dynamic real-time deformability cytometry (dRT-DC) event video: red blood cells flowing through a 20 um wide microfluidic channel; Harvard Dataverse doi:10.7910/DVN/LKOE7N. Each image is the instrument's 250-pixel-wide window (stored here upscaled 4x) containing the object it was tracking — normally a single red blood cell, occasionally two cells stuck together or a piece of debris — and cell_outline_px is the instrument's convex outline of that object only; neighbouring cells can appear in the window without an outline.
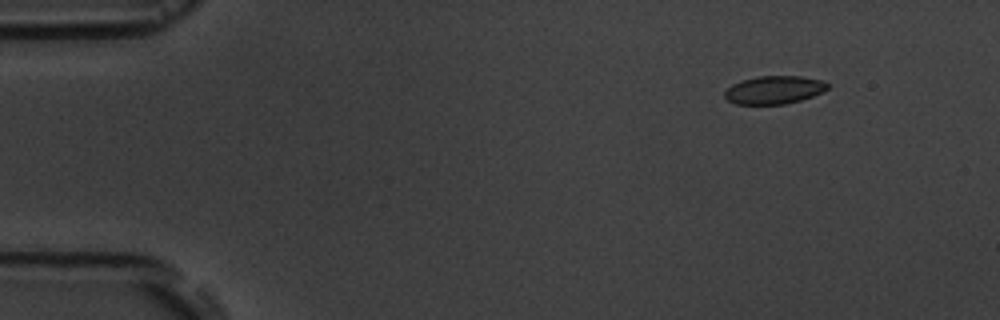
{"species": "common noctule bat (a hibernating species)", "species_latin": "Nyctalus noctula", "temperature_condition": "room temperature", "stored_images_in_passage": 4, "camera_frame_rate_fps": 3000, "um_per_image_px": 0.085, "animal": {"sex": "male", "body_mass_g": 19.5, "forearm_length_mm": 54.6}, "frame": {"image": 1, "passage_image": 2, "time_ms": 1.0, "image_size_px": [1000, 320], "cell_outline_px": [[828, 88], [812, 96], [800, 100], [784, 104], [736, 104], [728, 100], [724, 96], [724, 92], [732, 84], [740, 80], [756, 76], [800, 76], [820, 80], [828, 84]], "centroid_in_image_um": [65.75, 7.63], "position_along_channel_um": 19.3, "area_um2": 16.7}}